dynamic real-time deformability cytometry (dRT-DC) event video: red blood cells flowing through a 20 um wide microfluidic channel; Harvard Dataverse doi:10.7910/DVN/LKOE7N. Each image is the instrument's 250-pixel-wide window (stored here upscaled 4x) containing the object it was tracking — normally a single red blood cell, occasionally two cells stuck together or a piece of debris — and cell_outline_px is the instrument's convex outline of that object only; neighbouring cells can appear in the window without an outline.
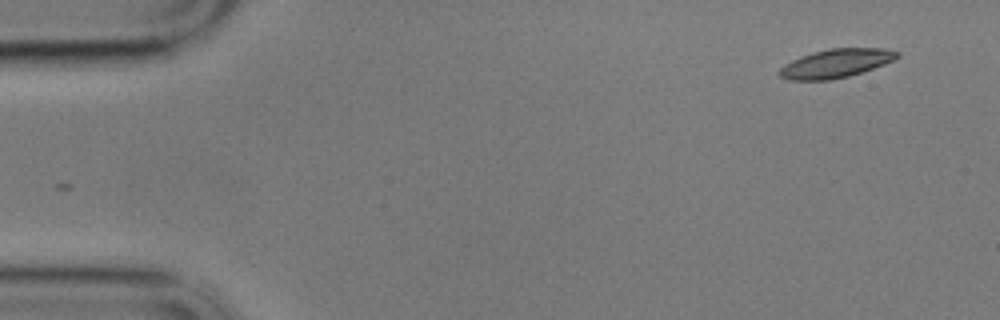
{"species": "common noctule bat (a hibernating species)", "species_latin": "Nyctalus noctula", "temperature_condition": "cold", "stored_images_in_passage": 48, "camera_frame_rate_fps": 3000, "um_per_image_px": 0.085, "animal": {"sex": "male", "body_mass_g": 17.9}, "frame": {"image": 1, "passage_image": 1, "time_ms": 0.0, "image_size_px": [1000, 320], "cell_outline_px": [[900, 56], [884, 64], [848, 76], [828, 80], [788, 80], [780, 76], [776, 72], [784, 64], [800, 56], [812, 52], [828, 48], [884, 48], [900, 52]], "centroid_in_image_um": [71.01, 5.38], "position_along_channel_um": 14.0, "area_um2": 19.65}}
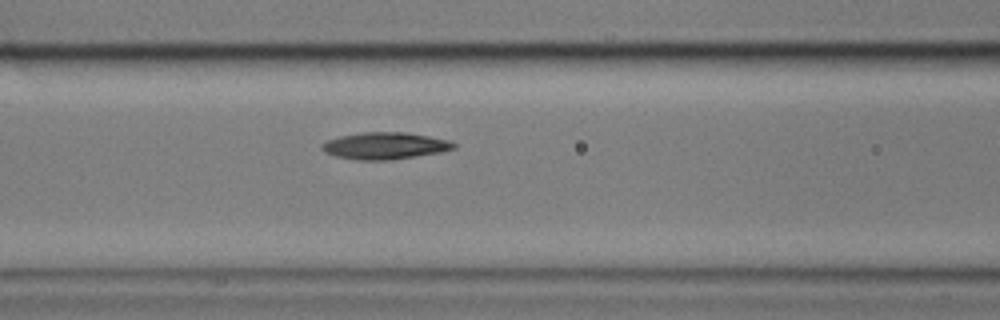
{"frame": {"image": 2, "passage_image": 21, "time_ms": 6.667, "image_size_px": [1000, 320], "cell_outline_px": [[456, 148], [440, 152], [416, 156], [388, 160], [356, 160], [336, 156], [324, 152], [320, 148], [320, 144], [328, 140], [340, 136], [364, 132], [404, 132], [452, 140], [456, 144]], "centroid_in_image_um": [32.72, 12.39], "position_along_channel_um": 133.9, "area_um2": 20.69}}
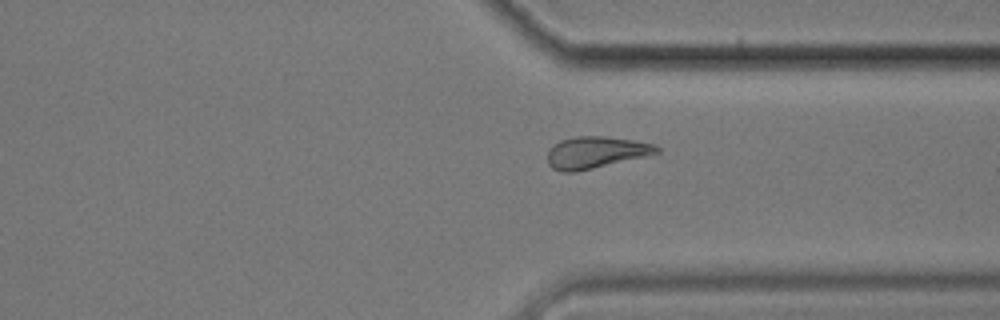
{"frame": {"image": 3, "passage_image": 41, "time_ms": 13.333, "image_size_px": [1000, 320], "cell_outline_px": [[660, 152], [648, 156], [592, 168], [572, 172], [560, 172], [552, 168], [548, 164], [548, 148], [552, 144], [560, 140], [576, 136], [604, 136], [632, 140], [656, 144], [660, 148]], "centroid_in_image_um": [50.63, 12.94], "position_along_channel_um": 360.8, "area_um2": 20.35}}